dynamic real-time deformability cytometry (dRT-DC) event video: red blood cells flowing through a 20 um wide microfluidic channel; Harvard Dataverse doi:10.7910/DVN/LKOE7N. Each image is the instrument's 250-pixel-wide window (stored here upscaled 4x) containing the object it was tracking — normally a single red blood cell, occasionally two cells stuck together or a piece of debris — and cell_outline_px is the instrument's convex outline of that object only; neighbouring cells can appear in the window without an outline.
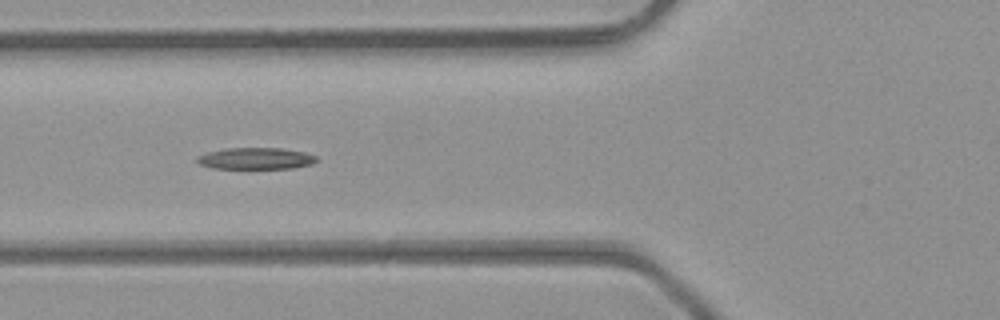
{"species": "common noctule bat (a hibernating species)", "species_latin": "Nyctalus noctula", "temperature_condition": "room temperature", "stored_images_in_passage": 19, "camera_frame_rate_fps": 3000, "um_per_image_px": 0.085, "animal": {"sex": "male", "body_mass_g": 23.1, "forearm_length_mm": 52.7}, "frame": {"image": 1, "passage_image": 6, "time_ms": 1.667, "image_size_px": [1000, 320], "cell_outline_px": [[320, 160], [312, 164], [292, 168], [212, 168], [200, 164], [196, 160], [196, 156], [208, 152], [228, 148], [280, 148], [304, 152], [316, 156]], "centroid_in_image_um": [21.76, 13.47], "position_along_channel_um": 104.0, "area_um2": 14.97}}
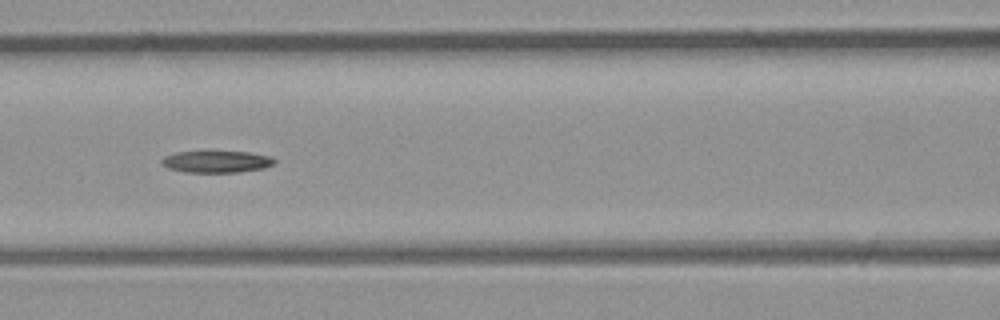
{"frame": {"image": 2, "passage_image": 9, "time_ms": 2.667, "image_size_px": [1000, 320], "cell_outline_px": [[276, 160], [272, 164], [264, 168], [236, 172], [184, 172], [168, 168], [160, 164], [160, 160], [164, 156], [176, 152], [248, 152], [272, 156]], "centroid_in_image_um": [18.37, 13.74], "position_along_channel_um": 148.2, "area_um2": 14.28}}